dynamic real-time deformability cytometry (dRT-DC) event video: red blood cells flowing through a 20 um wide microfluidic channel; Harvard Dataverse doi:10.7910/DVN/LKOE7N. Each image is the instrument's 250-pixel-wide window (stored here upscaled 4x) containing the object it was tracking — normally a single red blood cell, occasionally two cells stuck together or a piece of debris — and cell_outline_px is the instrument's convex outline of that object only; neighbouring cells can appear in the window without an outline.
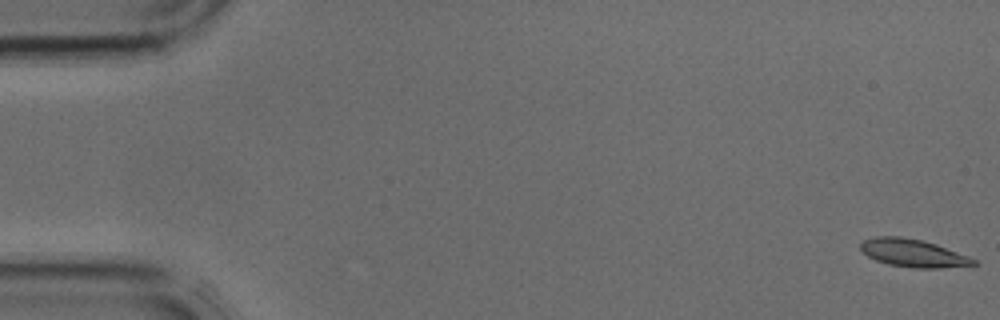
{"species": "common noctule bat (a hibernating species)", "species_latin": "Nyctalus noctula", "temperature_condition": "cold", "stored_images_in_passage": 12, "camera_frame_rate_fps": 3000, "um_per_image_px": 0.085, "animal": {"sex": "male", "body_mass_g": 17.9, "forearm_length_mm": 54.2}, "frame": {"image": 1, "passage_image": 1, "time_ms": 0.0, "image_size_px": [1000, 320], "cell_outline_px": [[980, 264], [940, 268], [912, 268], [888, 264], [876, 260], [868, 256], [860, 248], [860, 244], [864, 240], [876, 236], [900, 236], [920, 240], [936, 244], [968, 256], [976, 260]], "centroid_in_image_um": [77.62, 21.52], "position_along_channel_um": 7.4, "area_um2": 18.21}}
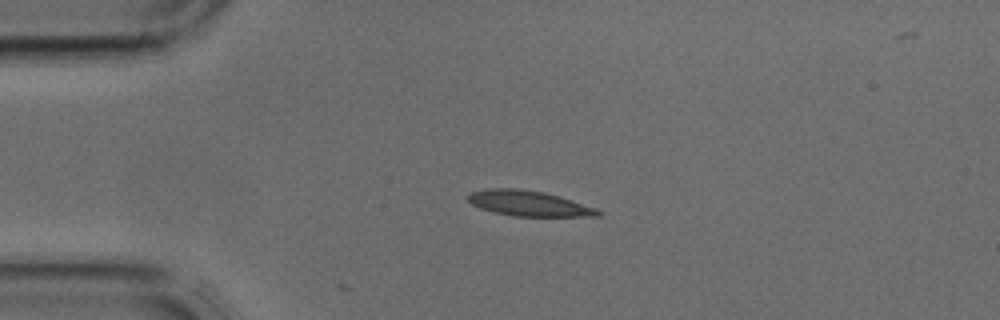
{"frame": {"image": 2, "passage_image": 10, "time_ms": 3.0, "image_size_px": [1000, 320], "cell_outline_px": [[604, 212], [600, 216], [512, 216], [480, 208], [472, 204], [468, 200], [468, 196], [472, 192], [492, 188], [516, 188], [544, 192], [596, 208]], "centroid_in_image_um": [44.96, 17.29], "position_along_channel_um": 40.0, "area_um2": 18.9}}